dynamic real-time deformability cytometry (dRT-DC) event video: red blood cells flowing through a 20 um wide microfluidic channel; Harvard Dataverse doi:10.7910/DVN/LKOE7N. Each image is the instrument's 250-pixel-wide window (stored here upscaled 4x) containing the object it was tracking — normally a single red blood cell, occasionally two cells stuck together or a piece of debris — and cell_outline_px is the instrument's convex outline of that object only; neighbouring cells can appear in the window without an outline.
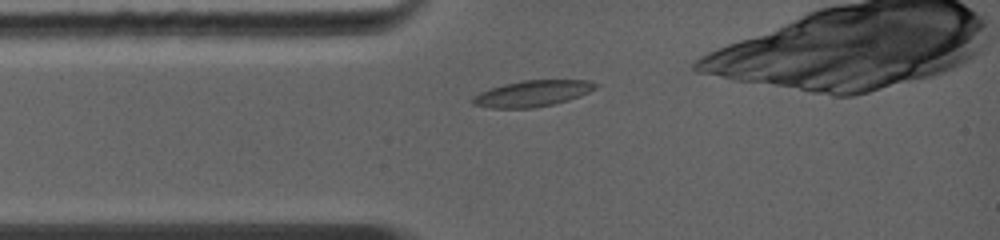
{"species": "common noctule bat (a hibernating species)", "species_latin": "Nyctalus noctula", "temperature_condition": "warm", "stored_images_in_passage": 7, "camera_frame_rate_fps": 5000, "um_per_image_px": 0.085, "animal": {"sex": "female", "body_mass_g": 19.0, "forearm_length_mm": 56.7}, "frame": {"image": 1, "passage_image": 2, "time_ms": 0.6, "image_size_px": [1000, 240], "cell_outline_px": [[600, 84], [596, 88], [580, 96], [568, 100], [552, 104], [532, 108], [492, 108], [472, 104], [472, 96], [480, 92], [504, 84], [524, 80], [588, 80]], "centroid_in_image_um": [45.27, 7.94], "position_along_channel_um": 39.7, "area_um2": 18.61}}
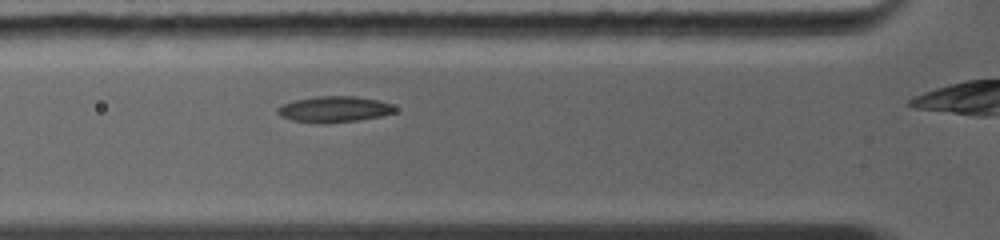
{"frame": {"image": 2, "passage_image": 4, "time_ms": 2.0, "image_size_px": [1000, 240], "cell_outline_px": [[396, 112], [380, 116], [356, 120], [324, 124], [320, 124], [292, 120], [280, 116], [276, 112], [276, 108], [280, 104], [296, 100], [316, 96], [356, 96], [376, 100], [388, 104], [396, 108]], "centroid_in_image_um": [28.33, 9.29], "position_along_channel_um": 97.5, "area_um2": 17.74}}
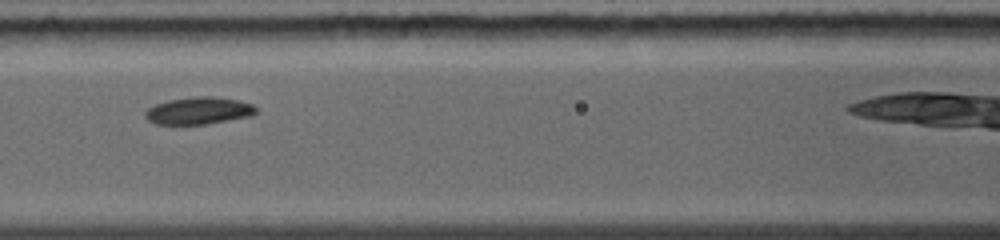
{"frame": {"image": 3, "passage_image": 6, "time_ms": 3.2, "image_size_px": [1000, 240], "cell_outline_px": [[256, 112], [252, 116], [208, 124], [156, 124], [148, 120], [144, 116], [144, 112], [148, 108], [156, 104], [168, 100], [196, 96], [212, 96], [240, 100], [252, 104], [256, 108]], "centroid_in_image_um": [16.9, 9.41], "position_along_channel_um": 149.7, "area_um2": 17.69}}